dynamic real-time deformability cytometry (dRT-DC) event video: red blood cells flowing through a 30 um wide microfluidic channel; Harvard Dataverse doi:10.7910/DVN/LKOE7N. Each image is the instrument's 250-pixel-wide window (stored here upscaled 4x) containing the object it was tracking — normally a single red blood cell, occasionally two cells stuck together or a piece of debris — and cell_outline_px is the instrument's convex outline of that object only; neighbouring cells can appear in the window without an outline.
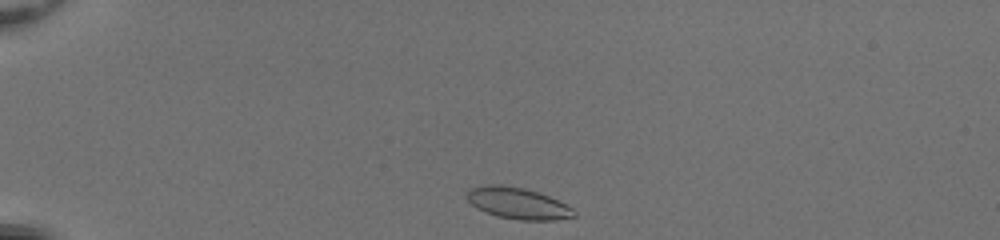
{"species": "common noctule bat (a hibernating species)", "species_latin": "Nyctalus noctula", "temperature_condition": "room temperature", "stored_images_in_passage": 40, "camera_frame_rate_fps": 3000, "um_per_image_px": 0.085, "animal": {"sex": "female", "body_mass_g": 20.0, "forearm_length_mm": 54.0}, "frame": {"image": 1, "passage_image": 1, "time_ms": 0.0, "image_size_px": [1000, 240], "cell_outline_px": [[576, 216], [556, 220], [520, 220], [500, 216], [484, 212], [476, 208], [468, 200], [464, 192], [472, 188], [484, 184], [500, 184], [524, 188], [548, 196], [572, 208], [576, 212]], "centroid_in_image_um": [43.97, 17.27], "position_along_channel_um": 41.0, "area_um2": 19.54}}
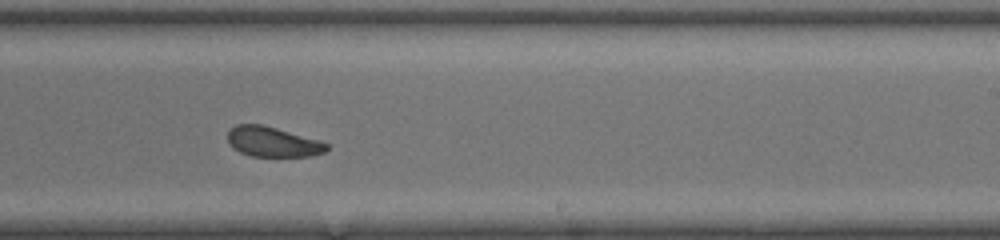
{"frame": {"image": 2, "passage_image": 22, "time_ms": 7.0, "image_size_px": [1000, 240], "cell_outline_px": [[328, 148], [324, 152], [312, 156], [252, 156], [240, 152], [232, 148], [228, 144], [228, 132], [236, 124], [260, 124], [276, 128], [320, 140], [328, 144]], "centroid_in_image_um": [23.17, 12.06], "position_along_channel_um": 265.8, "area_um2": 17.28}}
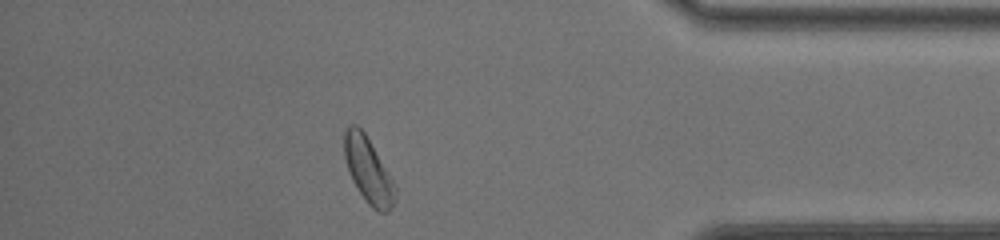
{"frame": {"image": 3, "passage_image": 34, "time_ms": 11.0, "image_size_px": [1000, 240], "cell_outline_px": [[396, 200], [392, 208], [388, 212], [376, 212], [368, 204], [356, 188], [352, 180], [344, 156], [344, 132], [352, 124], [356, 124], [364, 132], [396, 184]], "centroid_in_image_um": [31.33, 14.53], "position_along_channel_um": 403.9, "area_um2": 19.48}, "authors_computed_cell_mechanics": {"area_um2": 18.9873, "velocity_mm_per_s": 4.0862, "shape_relaxation_time_tau1_ms": 9.5911, "shape_relaxation_time_tau2_ms": 1.9069, "deformation_change_tau1": 0.1758, "deformation_change_tau2": 0.0787}}